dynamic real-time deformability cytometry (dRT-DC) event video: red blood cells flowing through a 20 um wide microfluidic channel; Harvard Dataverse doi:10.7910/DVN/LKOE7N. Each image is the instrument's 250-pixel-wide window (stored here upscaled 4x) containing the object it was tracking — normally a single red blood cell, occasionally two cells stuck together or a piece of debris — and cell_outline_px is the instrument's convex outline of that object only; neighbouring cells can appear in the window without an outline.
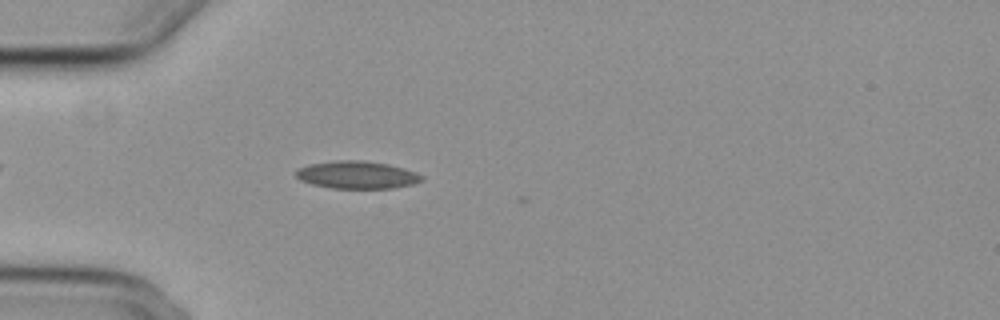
{"species": "common noctule bat (a hibernating species)", "species_latin": "Nyctalus noctula", "temperature_condition": "cold", "stored_images_in_passage": 5, "camera_frame_rate_fps": 3000, "um_per_image_px": 0.085, "animal": {"sex": "female", "body_mass_g": 29.2, "forearm_length_mm": 56.3}, "frame": {"image": 1, "passage_image": 4, "time_ms": 1.0, "image_size_px": [1000, 320], "cell_outline_px": [[424, 180], [412, 184], [392, 188], [332, 188], [312, 184], [300, 180], [296, 176], [296, 168], [308, 164], [336, 160], [364, 160], [388, 164], [404, 168], [416, 172], [424, 176]], "centroid_in_image_um": [30.34, 14.85], "position_along_channel_um": 54.7, "area_um2": 20.35}}